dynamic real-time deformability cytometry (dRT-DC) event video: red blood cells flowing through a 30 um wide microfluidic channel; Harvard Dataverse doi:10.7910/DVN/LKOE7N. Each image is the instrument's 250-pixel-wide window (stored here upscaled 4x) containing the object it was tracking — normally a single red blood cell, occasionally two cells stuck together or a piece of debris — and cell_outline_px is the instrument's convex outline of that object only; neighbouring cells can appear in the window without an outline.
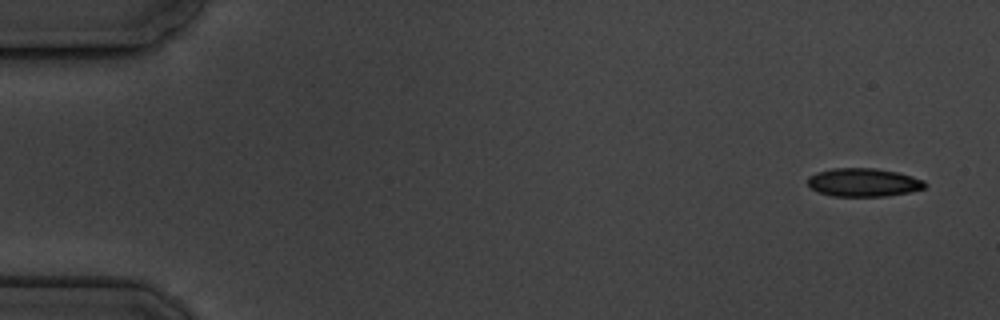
{"species": "common noctule bat (a hibernating species)", "species_latin": "Nyctalus noctula", "temperature_condition": "cold", "stored_images_in_passage": 5, "camera_frame_rate_fps": 3000, "um_per_image_px": 0.085, "animal": {"sex": "male", "body_mass_g": 19.5, "forearm_length_mm": 54.6}, "frame": {"image": 1, "passage_image": 1, "time_ms": 0.0, "image_size_px": [1000, 320], "cell_outline_px": [[928, 184], [924, 188], [908, 192], [884, 196], [832, 196], [816, 192], [808, 184], [808, 176], [816, 172], [832, 168], [876, 168], [896, 172], [912, 176], [924, 180]], "centroid_in_image_um": [73.37, 15.5], "position_along_channel_um": 11.6, "area_um2": 19.42}}
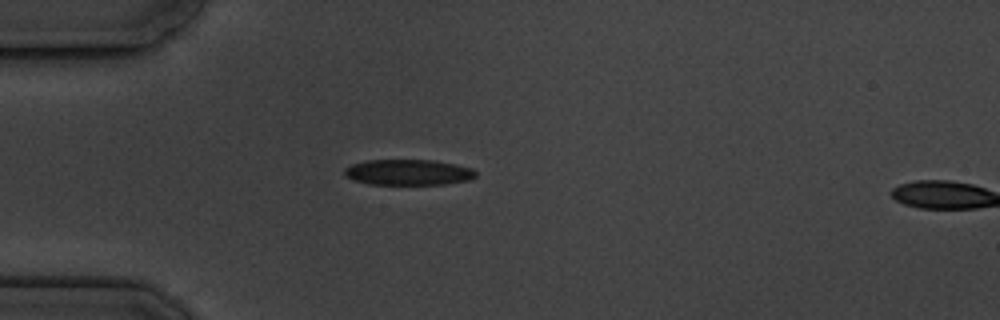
{"frame": {"image": 2, "passage_image": 4, "time_ms": 4.333, "image_size_px": [1000, 320], "cell_outline_px": [[476, 176], [468, 180], [444, 184], [368, 184], [344, 176], [344, 168], [352, 164], [364, 160], [436, 160], [456, 164], [472, 168], [476, 172]], "centroid_in_image_um": [34.7, 14.63], "position_along_channel_um": 50.3, "area_um2": 19.71}}